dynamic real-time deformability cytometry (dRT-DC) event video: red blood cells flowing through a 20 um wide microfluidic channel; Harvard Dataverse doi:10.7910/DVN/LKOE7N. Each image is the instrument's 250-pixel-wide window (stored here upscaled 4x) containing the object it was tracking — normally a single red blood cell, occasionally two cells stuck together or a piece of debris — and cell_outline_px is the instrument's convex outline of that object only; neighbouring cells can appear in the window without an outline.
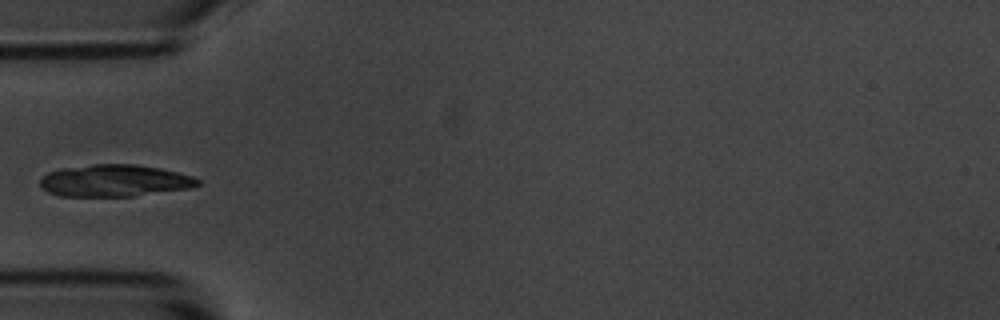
{"species": "common noctule bat (a hibernating species)", "species_latin": "Nyctalus noctula", "temperature_condition": "room temperature", "stored_images_in_passage": 8, "camera_frame_rate_fps": 3000, "um_per_image_px": 0.085, "animal": {"sex": "male", "body_mass_g": 20.1, "forearm_length_mm": 53.5}, "frame": {"image": 1, "passage_image": 5, "time_ms": 4.667, "image_size_px": [1000, 320], "cell_outline_px": [[200, 184], [192, 188], [132, 196], [60, 196], [48, 192], [40, 184], [40, 180], [48, 172], [60, 168], [92, 164], [132, 164], [160, 168], [192, 176], [200, 180]], "centroid_in_image_um": [9.74, 15.35], "position_along_channel_um": 75.3, "area_um2": 29.3}}
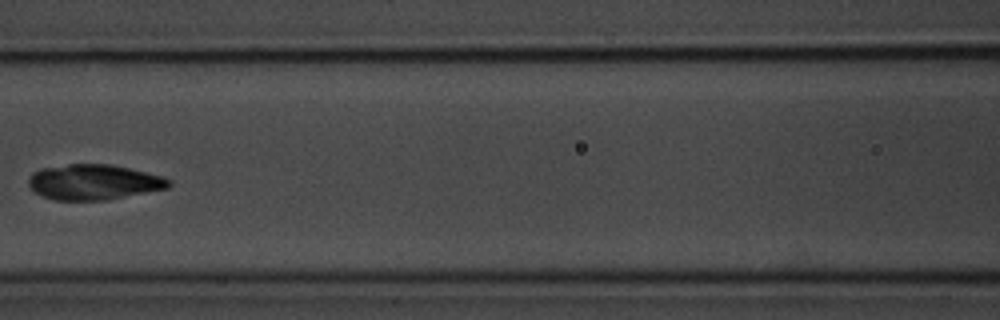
{"frame": {"image": 2, "passage_image": 7, "time_ms": 7.0, "image_size_px": [1000, 320], "cell_outline_px": [[172, 184], [168, 188], [108, 200], [52, 200], [40, 196], [28, 184], [28, 180], [32, 172], [40, 168], [68, 164], [112, 164], [164, 176], [172, 180]], "centroid_in_image_um": [7.98, 15.48], "position_along_channel_um": 158.6, "area_um2": 29.25}}
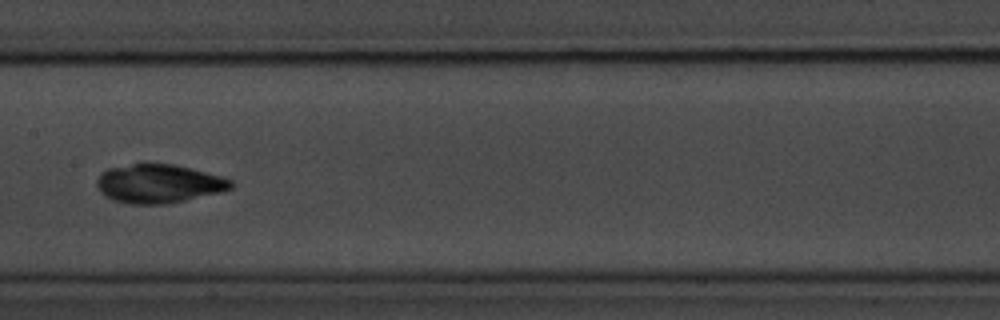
{"frame": {"image": 3, "passage_image": 8, "time_ms": 8.0, "image_size_px": [1000, 320], "cell_outline_px": [[232, 188], [220, 192], [168, 204], [128, 204], [112, 200], [104, 196], [100, 192], [96, 184], [96, 180], [100, 172], [108, 168], [144, 160], [172, 164], [220, 176], [232, 180]], "centroid_in_image_um": [13.4, 15.58], "position_along_channel_um": 194.0, "area_um2": 30.92}}